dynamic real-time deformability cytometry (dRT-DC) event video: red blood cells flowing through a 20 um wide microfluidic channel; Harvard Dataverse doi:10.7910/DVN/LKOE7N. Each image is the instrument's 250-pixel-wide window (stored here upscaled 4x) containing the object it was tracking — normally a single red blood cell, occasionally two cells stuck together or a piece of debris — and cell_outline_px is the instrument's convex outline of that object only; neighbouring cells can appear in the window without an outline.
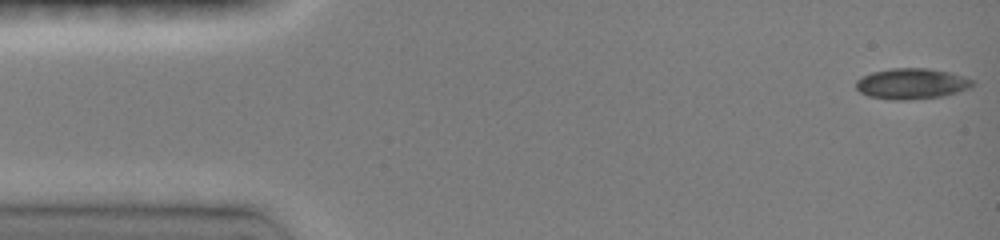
{"species": "common noctule bat (a hibernating species)", "species_latin": "Nyctalus noctula", "temperature_condition": "room temperature", "stored_images_in_passage": 61, "camera_frame_rate_fps": 3000, "um_per_image_px": 0.085, "animal": {"sex": "female", "body_mass_g": 19.0, "forearm_length_mm": 51.5}, "frame": {"image": 1, "passage_image": 1, "time_ms": 0.0, "image_size_px": [1000, 240], "cell_outline_px": [[976, 84], [968, 88], [944, 96], [904, 100], [892, 100], [868, 96], [860, 92], [856, 88], [856, 80], [860, 76], [872, 72], [888, 68], [928, 68], [948, 72], [964, 76], [976, 80]], "centroid_in_image_um": [77.48, 7.1], "position_along_channel_um": 7.5, "area_um2": 21.1}}
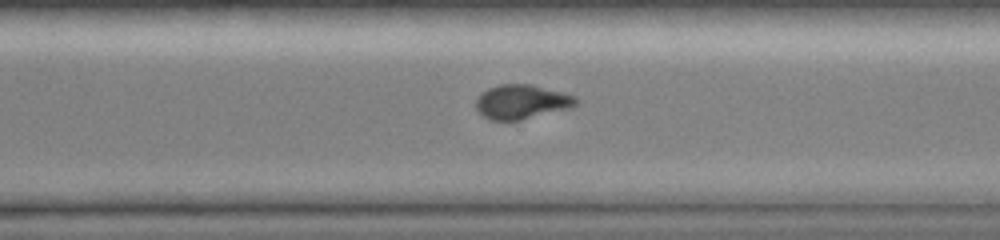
{"frame": {"image": 2, "passage_image": 41, "time_ms": 10.667, "image_size_px": [1000, 240], "cell_outline_px": [[576, 104], [568, 108], [520, 120], [492, 120], [484, 116], [476, 108], [476, 96], [480, 92], [488, 88], [500, 84], [532, 84], [576, 96]], "centroid_in_image_um": [44.29, 8.64], "position_along_channel_um": 326.3, "area_um2": 19.83}}
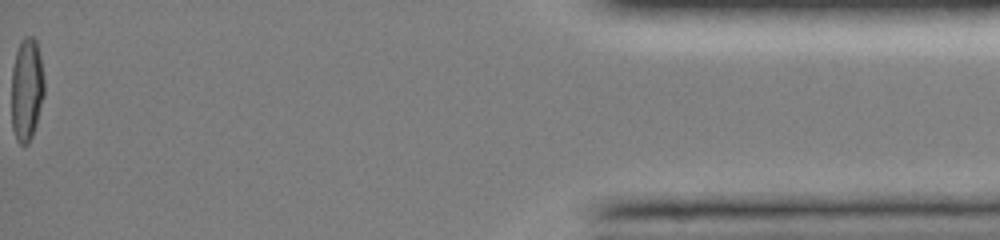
{"frame": {"image": 3, "passage_image": 60, "time_ms": 15.333, "image_size_px": [1000, 240], "cell_outline_px": [[44, 96], [36, 124], [32, 136], [28, 144], [20, 144], [16, 140], [12, 128], [12, 68], [16, 52], [20, 40], [24, 36], [32, 36], [36, 40], [40, 56], [44, 76]], "centroid_in_image_um": [2.27, 7.59], "position_along_channel_um": 432.9, "area_um2": 19.83}, "authors_computed_cell_mechanics": {"area_um2": 20.6924, "velocity_mm_per_s": 4.0993, "shape_relaxation_time_tau1_ms": 9.3187, "shape_relaxation_time_tau2_ms": 2.8094, "deformation_change_tau1": 0.2436, "deformation_change_tau2": 0.0564}}